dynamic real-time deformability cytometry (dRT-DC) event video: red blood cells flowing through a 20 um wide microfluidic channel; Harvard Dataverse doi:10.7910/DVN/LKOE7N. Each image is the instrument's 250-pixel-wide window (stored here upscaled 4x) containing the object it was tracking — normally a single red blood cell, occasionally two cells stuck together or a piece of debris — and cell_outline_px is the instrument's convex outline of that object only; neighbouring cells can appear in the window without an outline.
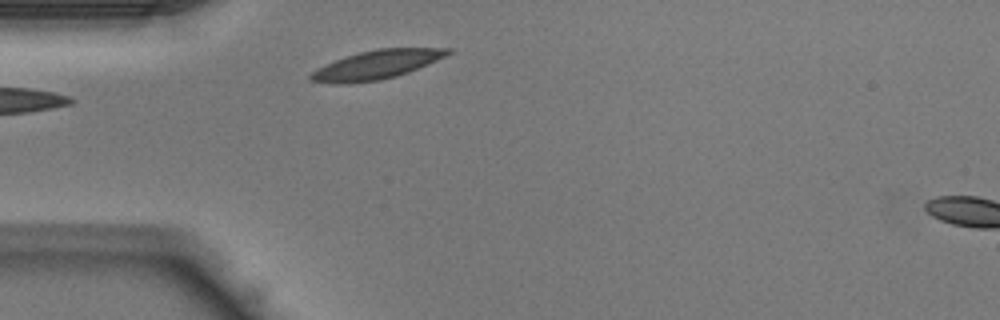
{"species": "Egyptian fruit bat (a non-hibernating species)", "species_latin": "Rousettus aegyptiacus", "temperature_condition": "warm", "stored_images_in_passage": 20, "camera_frame_rate_fps": 3000, "um_per_image_px": 0.085, "animal": {"sex": "male"}, "frame": {"image": 1, "passage_image": 1, "time_ms": 0.0, "image_size_px": [1000, 320], "cell_outline_px": [[452, 52], [428, 64], [408, 72], [396, 76], [380, 80], [308, 80], [308, 76], [316, 68], [336, 60], [360, 52], [376, 48], [452, 48]], "centroid_in_image_um": [32.13, 5.43], "position_along_channel_um": 52.9, "area_um2": 21.68}}